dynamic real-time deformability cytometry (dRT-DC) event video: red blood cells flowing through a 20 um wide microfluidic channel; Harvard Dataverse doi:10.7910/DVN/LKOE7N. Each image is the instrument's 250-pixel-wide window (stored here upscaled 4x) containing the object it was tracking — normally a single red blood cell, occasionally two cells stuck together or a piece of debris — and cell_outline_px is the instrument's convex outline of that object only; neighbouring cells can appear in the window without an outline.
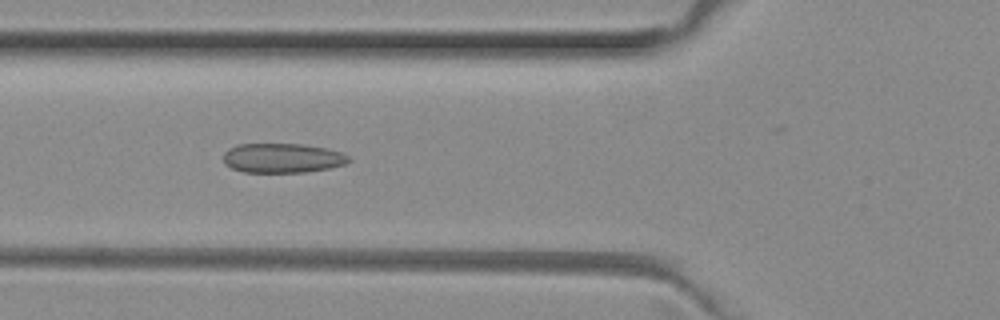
{"species": "common noctule bat (a hibernating species)", "species_latin": "Nyctalus noctula", "temperature_condition": "room temperature", "stored_images_in_passage": 31, "camera_frame_rate_fps": 3000, "um_per_image_px": 0.085, "animal": {"sex": "female", "body_mass_g": 29.2, "forearm_length_mm": 56.3}, "frame": {"image": 1, "passage_image": 18, "time_ms": 5.667, "image_size_px": [1000, 320], "cell_outline_px": [[352, 160], [344, 164], [328, 168], [304, 172], [244, 172], [232, 168], [224, 164], [224, 152], [228, 148], [236, 144], [304, 144], [328, 148], [340, 152], [348, 156]], "centroid_in_image_um": [23.99, 13.42], "position_along_channel_um": 101.8, "area_um2": 21.62}}
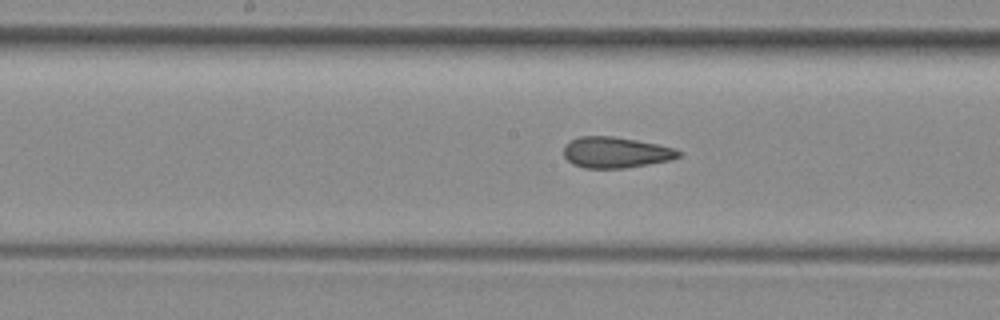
{"frame": {"image": 2, "passage_image": 25, "time_ms": 8.0, "image_size_px": [1000, 320], "cell_outline_px": [[684, 152], [680, 156], [672, 160], [624, 168], [584, 168], [572, 164], [564, 156], [564, 148], [572, 140], [580, 136], [612, 136], [636, 140], [676, 148]], "centroid_in_image_um": [52.38, 12.96], "position_along_channel_um": 195.8, "area_um2": 20.69}}
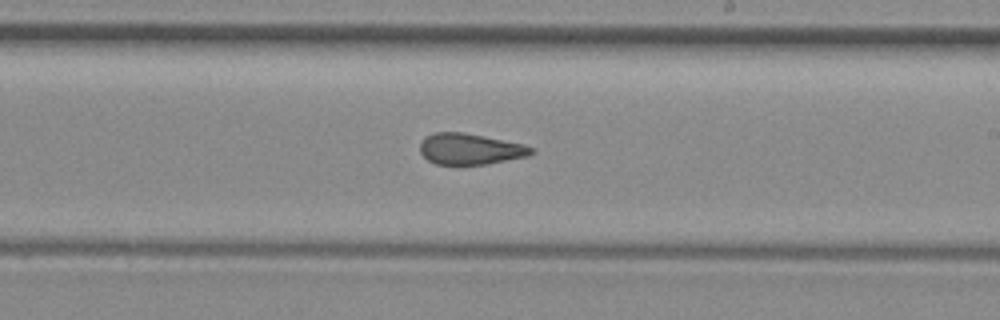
{"frame": {"image": 3, "passage_image": 29, "time_ms": 9.333, "image_size_px": [1000, 320], "cell_outline_px": [[536, 152], [528, 156], [484, 164], [436, 164], [428, 160], [420, 152], [420, 140], [424, 136], [436, 132], [460, 132], [524, 144], [536, 148]], "centroid_in_image_um": [39.96, 12.66], "position_along_channel_um": 249.0, "area_um2": 20.06}}